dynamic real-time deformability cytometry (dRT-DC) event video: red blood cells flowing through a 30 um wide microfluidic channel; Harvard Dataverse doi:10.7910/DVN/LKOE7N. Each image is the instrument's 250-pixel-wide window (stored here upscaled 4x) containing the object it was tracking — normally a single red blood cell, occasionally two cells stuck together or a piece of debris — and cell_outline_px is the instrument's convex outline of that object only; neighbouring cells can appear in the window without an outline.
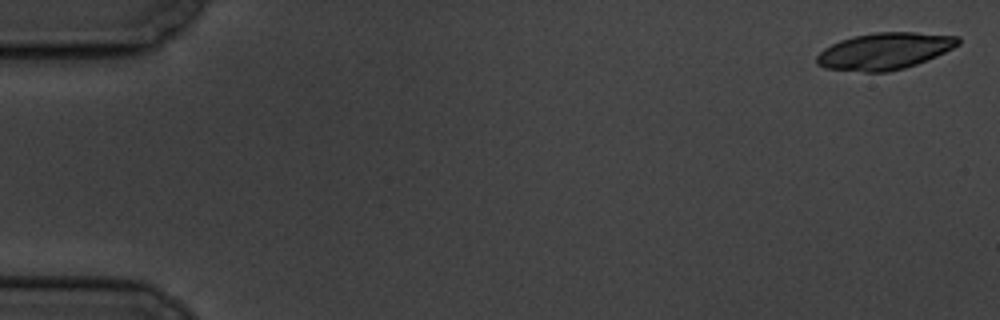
{"species": "common noctule bat (a hibernating species)", "species_latin": "Nyctalus noctula", "temperature_condition": "cold", "stored_images_in_passage": 4, "camera_frame_rate_fps": 3000, "um_per_image_px": 0.085, "animal": {"sex": "male", "body_mass_g": 19.5, "forearm_length_mm": 54.6}, "frame": {"image": 1, "passage_image": 1, "time_ms": 0.0, "image_size_px": [1000, 320], "cell_outline_px": [[960, 44], [936, 56], [916, 64], [904, 68], [888, 72], [864, 72], [824, 68], [816, 64], [816, 56], [824, 48], [840, 40], [852, 36], [876, 32], [916, 32], [960, 36]], "centroid_in_image_um": [75.18, 4.34], "position_along_channel_um": 9.8, "area_um2": 30.35}}